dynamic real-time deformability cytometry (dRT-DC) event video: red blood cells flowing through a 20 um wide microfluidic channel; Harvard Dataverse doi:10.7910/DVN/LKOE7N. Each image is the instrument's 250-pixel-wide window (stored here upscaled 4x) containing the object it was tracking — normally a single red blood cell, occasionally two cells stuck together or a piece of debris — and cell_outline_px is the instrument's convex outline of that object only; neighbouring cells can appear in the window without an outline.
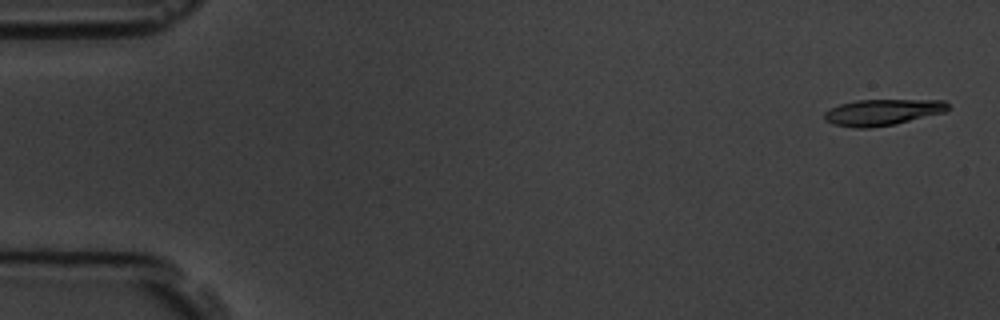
{"species": "common noctule bat (a hibernating species)", "species_latin": "Nyctalus noctula", "temperature_condition": "room temperature", "stored_images_in_passage": 5, "camera_frame_rate_fps": 3000, "um_per_image_px": 0.085, "animal": {"sex": "male", "body_mass_g": 19.5, "forearm_length_mm": 54.6}, "frame": {"image": 1, "passage_image": 1, "time_ms": 0.0, "image_size_px": [1000, 320], "cell_outline_px": [[948, 112], [896, 124], [872, 128], [856, 128], [832, 124], [824, 120], [824, 112], [840, 104], [856, 100], [944, 100], [948, 104]], "centroid_in_image_um": [75.03, 9.55], "position_along_channel_um": 10.0, "area_um2": 19.07}}
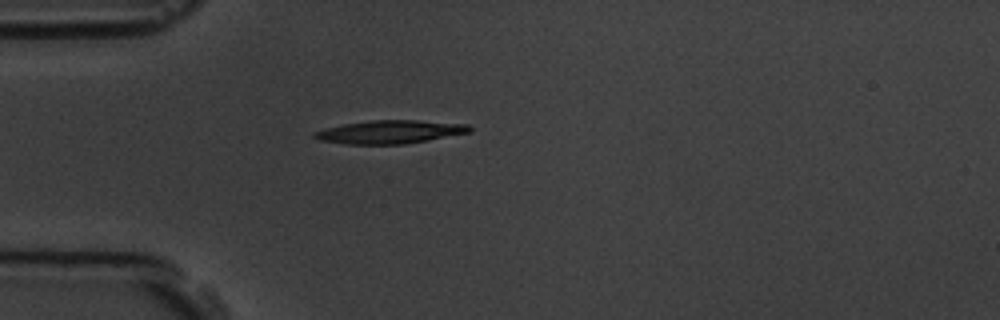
{"frame": {"image": 2, "passage_image": 5, "time_ms": 4.667, "image_size_px": [1000, 320], "cell_outline_px": [[472, 132], [428, 140], [404, 144], [344, 144], [320, 140], [312, 136], [312, 132], [344, 124], [372, 120], [416, 120], [468, 124], [472, 128]], "centroid_in_image_um": [33.17, 11.21], "position_along_channel_um": 51.8, "area_um2": 20.98}}